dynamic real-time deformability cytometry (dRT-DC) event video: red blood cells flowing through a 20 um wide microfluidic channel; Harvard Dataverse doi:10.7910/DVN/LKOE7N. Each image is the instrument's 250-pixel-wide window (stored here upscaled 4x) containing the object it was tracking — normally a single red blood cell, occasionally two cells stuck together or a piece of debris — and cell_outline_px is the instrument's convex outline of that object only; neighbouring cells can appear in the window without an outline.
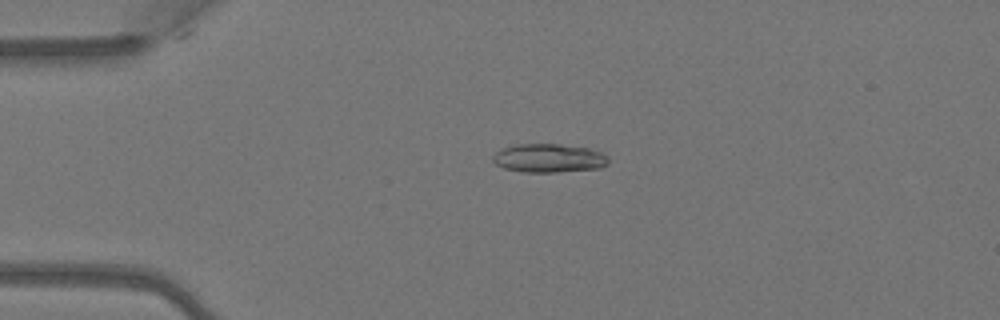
{"species": "Egyptian fruit bat (a non-hibernating species)", "species_latin": "Rousettus aegyptiacus", "temperature_condition": "warm", "stored_images_in_passage": 5, "camera_frame_rate_fps": 3000, "um_per_image_px": 0.085, "animal": {"sex": "female"}, "frame": {"image": 1, "passage_image": 4, "time_ms": 1.0, "image_size_px": [1000, 320], "cell_outline_px": [[608, 164], [600, 168], [556, 172], [524, 172], [504, 168], [496, 164], [492, 160], [492, 156], [500, 148], [516, 144], [560, 144], [588, 148], [600, 152], [608, 156]], "centroid_in_image_um": [46.63, 13.44], "position_along_channel_um": 38.4, "area_um2": 19.36}}